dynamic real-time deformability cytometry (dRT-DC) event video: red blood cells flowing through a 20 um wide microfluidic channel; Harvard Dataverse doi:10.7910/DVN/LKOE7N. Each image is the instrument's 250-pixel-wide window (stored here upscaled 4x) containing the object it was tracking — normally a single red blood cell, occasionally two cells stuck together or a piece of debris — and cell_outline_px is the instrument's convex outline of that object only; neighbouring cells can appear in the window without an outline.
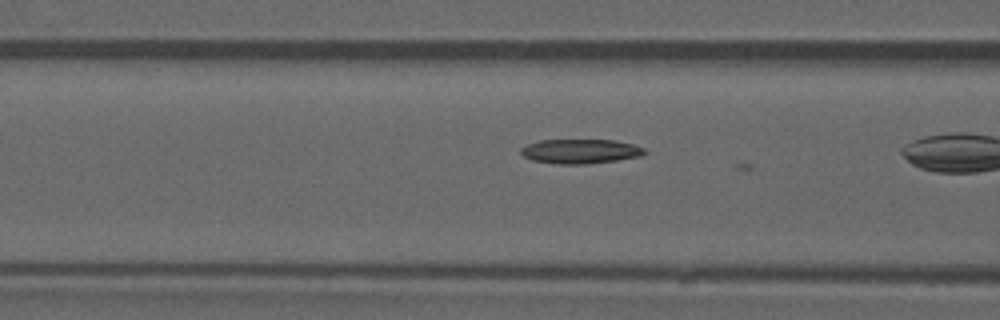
{"species": "common noctule bat (a hibernating species)", "species_latin": "Nyctalus noctula", "temperature_condition": "warm", "stored_images_in_passage": 15, "camera_frame_rate_fps": 3000, "um_per_image_px": 0.085, "animal": {"sex": "male", "forearm_length_mm": 52.5}, "frame": {"image": 1, "passage_image": 6, "time_ms": 1.667, "image_size_px": [1000, 320], "cell_outline_px": [[648, 152], [640, 156], [616, 160], [584, 164], [556, 164], [532, 160], [524, 156], [520, 152], [520, 148], [528, 144], [540, 140], [612, 140], [632, 144], [644, 148]], "centroid_in_image_um": [49.31, 12.86], "position_along_channel_um": 117.3, "area_um2": 17.51}}
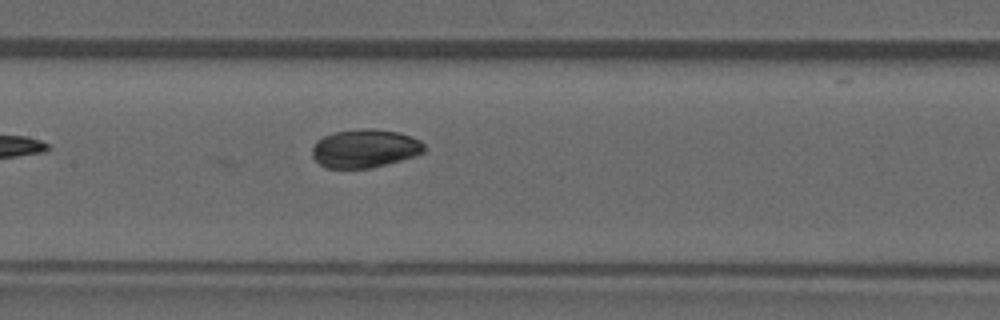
{"frame": {"image": 2, "passage_image": 12, "time_ms": 3.667, "image_size_px": [1000, 320], "cell_outline_px": [[424, 152], [416, 156], [372, 168], [328, 168], [320, 164], [312, 156], [312, 148], [316, 140], [332, 132], [364, 128], [372, 128], [396, 132], [412, 136], [420, 140], [424, 144]], "centroid_in_image_um": [31.01, 12.61], "position_along_channel_um": 176.4, "area_um2": 25.2}}